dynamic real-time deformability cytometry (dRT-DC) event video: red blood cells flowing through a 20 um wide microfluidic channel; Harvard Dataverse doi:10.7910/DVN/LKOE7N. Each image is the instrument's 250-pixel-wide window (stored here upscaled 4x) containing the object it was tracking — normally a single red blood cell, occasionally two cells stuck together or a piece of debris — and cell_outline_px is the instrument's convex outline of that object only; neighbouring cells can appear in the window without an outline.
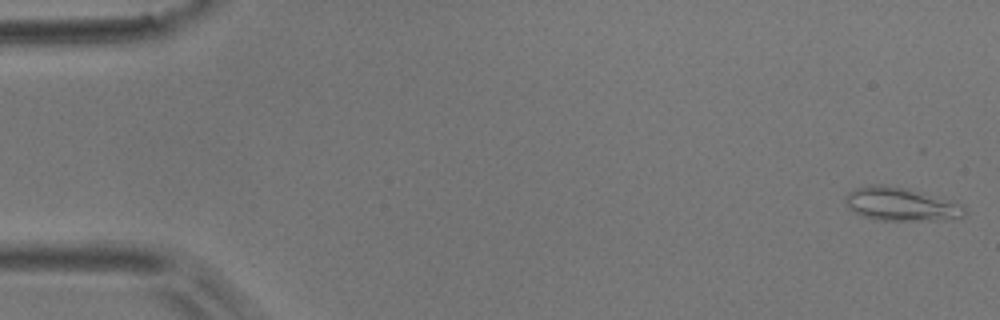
{"species": "common noctule bat (a hibernating species)", "species_latin": "Nyctalus noctula", "temperature_condition": "room temperature", "stored_images_in_passage": 52, "camera_frame_rate_fps": 3000, "um_per_image_px": 0.085, "animal": {"sex": "male", "body_mass_g": 17.9}, "frame": {"image": 1, "passage_image": 1, "time_ms": 0.0, "image_size_px": [1000, 320], "cell_outline_px": [[968, 212], [964, 216], [956, 220], [880, 220], [864, 216], [848, 208], [844, 200], [848, 192], [856, 188], [872, 184], [880, 184], [904, 188], [964, 204]], "centroid_in_image_um": [76.64, 17.37], "position_along_channel_um": 8.4, "area_um2": 23.18}}
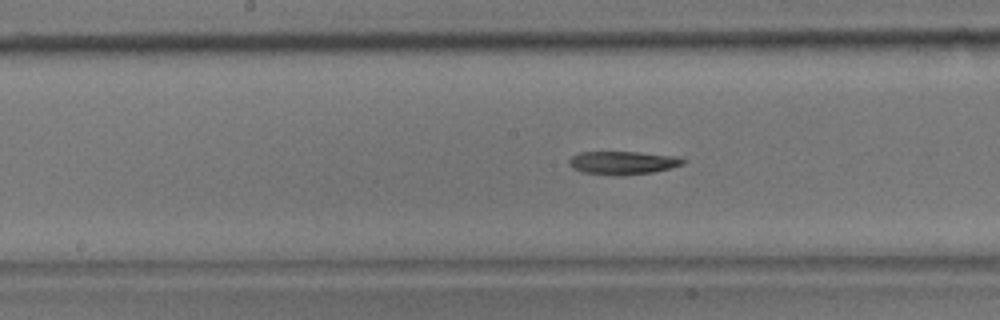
{"frame": {"image": 2, "passage_image": 26, "time_ms": 8.333, "image_size_px": [1000, 320], "cell_outline_px": [[684, 164], [652, 172], [624, 176], [612, 176], [580, 172], [572, 168], [568, 164], [568, 160], [572, 156], [580, 152], [636, 152], [676, 156], [684, 160]], "centroid_in_image_um": [52.86, 13.85], "position_along_channel_um": 195.3, "area_um2": 15.55}}
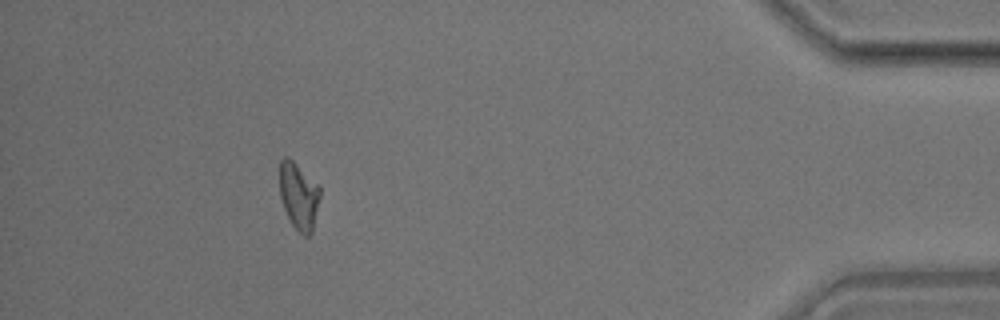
{"frame": {"image": 3, "passage_image": 47, "time_ms": 15.333, "image_size_px": [1000, 320], "cell_outline_px": [[320, 196], [312, 232], [308, 236], [304, 236], [292, 224], [284, 208], [280, 196], [280, 160], [284, 156], [288, 156], [320, 188]], "centroid_in_image_um": [25.38, 16.66], "position_along_channel_um": 409.8, "area_um2": 15.37}, "authors_computed_cell_mechanics": {"area_um2": 16.0684, "velocity_mm_per_s": 3.8518, "shape_relaxation_time_tau1_ms": 8.6549, "shape_relaxation_time_tau2_ms": null, "deformation_change_tau1": 0.2005, "deformation_change_tau2": null}}